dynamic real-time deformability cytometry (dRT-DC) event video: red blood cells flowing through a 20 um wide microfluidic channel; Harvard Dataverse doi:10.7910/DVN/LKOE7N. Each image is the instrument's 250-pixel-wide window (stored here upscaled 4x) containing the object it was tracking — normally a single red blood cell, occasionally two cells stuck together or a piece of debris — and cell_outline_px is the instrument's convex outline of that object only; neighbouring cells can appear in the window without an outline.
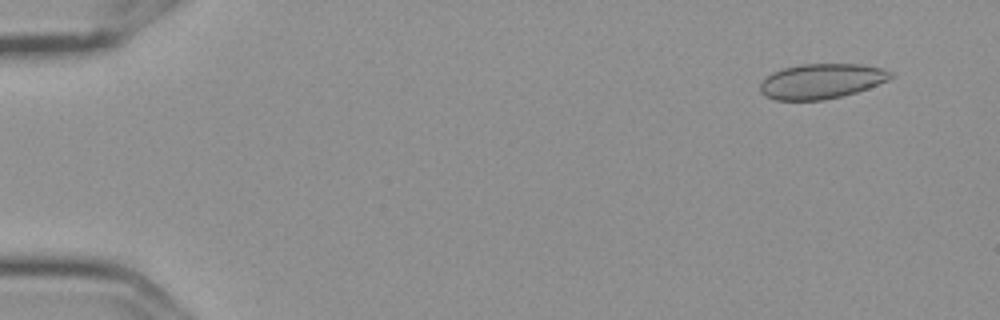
{"species": "Egyptian fruit bat (a non-hibernating species)", "species_latin": "Rousettus aegyptiacus", "temperature_condition": "cold", "stored_images_in_passage": 6, "camera_frame_rate_fps": 3000, "um_per_image_px": 0.085, "frame": {"image": 1, "passage_image": 2, "time_ms": 0.333, "image_size_px": [1000, 320], "cell_outline_px": [[892, 76], [888, 80], [868, 88], [856, 92], [824, 100], [776, 100], [764, 96], [760, 92], [760, 84], [772, 72], [784, 68], [800, 64], [864, 64], [884, 68], [892, 72]], "centroid_in_image_um": [69.83, 6.89], "position_along_channel_um": 15.2, "area_um2": 26.65}}
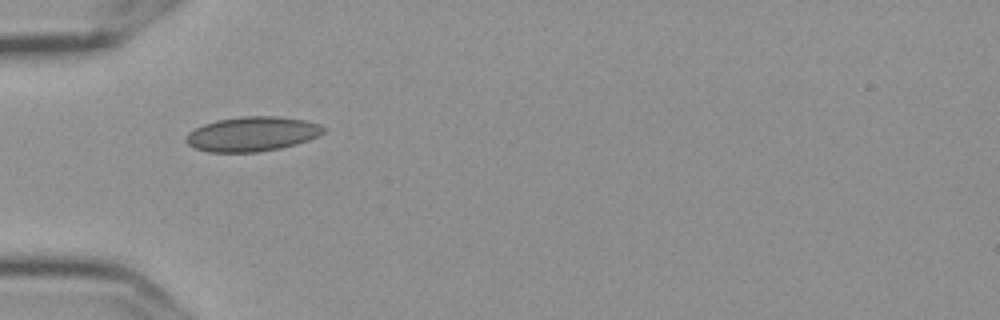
{"frame": {"image": 2, "passage_image": 6, "time_ms": 1.667, "image_size_px": [1000, 320], "cell_outline_px": [[328, 128], [320, 136], [296, 144], [280, 148], [256, 152], [208, 152], [196, 148], [188, 144], [184, 140], [184, 136], [188, 132], [204, 124], [216, 120], [240, 116], [280, 116], [308, 120], [320, 124]], "centroid_in_image_um": [21.47, 11.37], "position_along_channel_um": 63.5, "area_um2": 28.09}}